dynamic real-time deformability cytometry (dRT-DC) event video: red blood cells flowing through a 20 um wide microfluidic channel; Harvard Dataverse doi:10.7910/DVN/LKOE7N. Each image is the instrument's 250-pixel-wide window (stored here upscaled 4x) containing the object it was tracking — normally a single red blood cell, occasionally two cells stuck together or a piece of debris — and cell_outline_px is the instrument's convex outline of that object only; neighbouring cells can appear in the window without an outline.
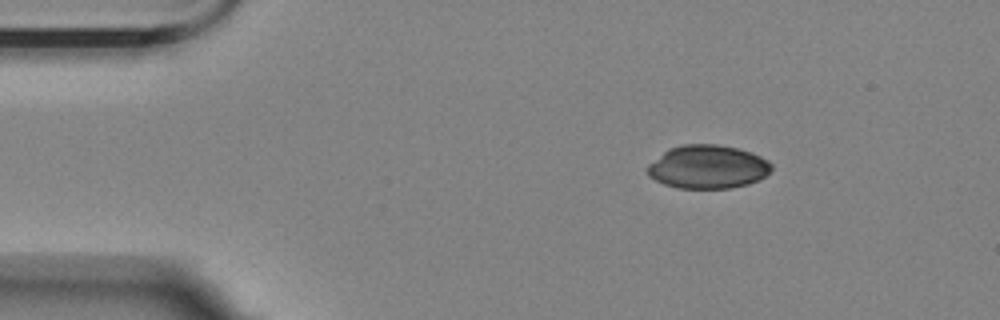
{"species": "Egyptian fruit bat (a non-hibernating species)", "species_latin": "Rousettus aegyptiacus", "temperature_condition": "room temperature", "stored_images_in_passage": 3, "camera_frame_rate_fps": 3000, "um_per_image_px": 0.085, "animal": {"sex": "female"}, "frame": {"image": 1, "passage_image": 1, "time_ms": 0.0, "image_size_px": [1000, 320], "cell_outline_px": [[772, 168], [760, 180], [748, 184], [732, 188], [680, 188], [664, 184], [648, 176], [648, 164], [668, 148], [684, 144], [716, 144], [740, 148], [752, 152], [768, 160], [772, 164]], "centroid_in_image_um": [60.17, 14.17], "position_along_channel_um": 24.8, "area_um2": 31.56}}